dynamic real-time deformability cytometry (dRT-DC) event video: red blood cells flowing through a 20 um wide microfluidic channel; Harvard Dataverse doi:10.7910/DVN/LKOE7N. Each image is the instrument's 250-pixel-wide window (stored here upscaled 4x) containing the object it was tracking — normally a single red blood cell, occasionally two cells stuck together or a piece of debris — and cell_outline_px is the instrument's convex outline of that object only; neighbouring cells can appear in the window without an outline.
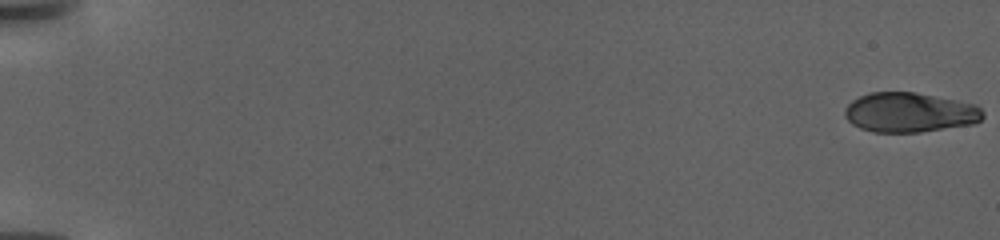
{"species": "human", "species_latin": "Homo sapiens", "temperature_condition": "warm", "stored_images_in_passage": 139, "camera_frame_rate_fps": 3000, "um_per_image_px": 0.085, "donor": {"sex": "female"}, "frame": {"image": 1, "passage_image": 1, "time_ms": 0.0, "image_size_px": [1000, 240], "cell_outline_px": [[984, 116], [980, 120], [972, 124], [920, 132], [872, 132], [860, 128], [852, 124], [844, 116], [844, 108], [852, 100], [868, 92], [916, 92], [976, 104], [984, 112]], "centroid_in_image_um": [77.3, 9.55], "position_along_channel_um": 7.7, "area_um2": 32.08}}
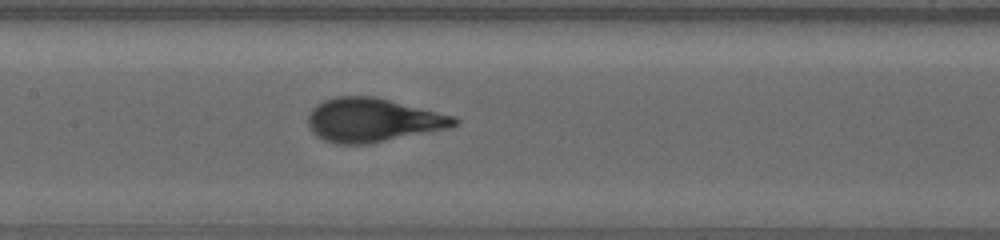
{"frame": {"image": 2, "passage_image": 73, "time_ms": 24.0, "image_size_px": [1000, 240], "cell_outline_px": [[460, 124], [448, 128], [372, 144], [336, 144], [324, 140], [316, 136], [308, 128], [308, 112], [316, 104], [324, 100], [336, 96], [372, 96], [456, 116], [460, 120]], "centroid_in_image_um": [31.67, 10.22], "position_along_channel_um": 175.7, "area_um2": 37.63}}
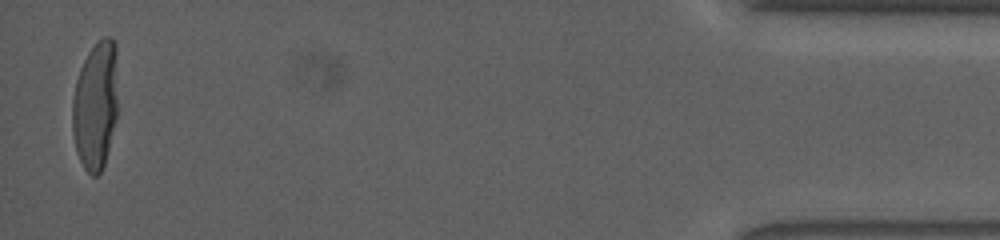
{"frame": {"image": 3, "passage_image": 136, "time_ms": 45.0, "image_size_px": [1000, 240], "cell_outline_px": [[116, 120], [104, 164], [100, 172], [96, 176], [92, 176], [84, 168], [76, 152], [72, 132], [72, 100], [76, 80], [80, 68], [88, 52], [104, 36], [112, 36], [116, 44]], "centroid_in_image_um": [8.1, 8.95], "position_along_channel_um": 427.1, "area_um2": 34.04}}